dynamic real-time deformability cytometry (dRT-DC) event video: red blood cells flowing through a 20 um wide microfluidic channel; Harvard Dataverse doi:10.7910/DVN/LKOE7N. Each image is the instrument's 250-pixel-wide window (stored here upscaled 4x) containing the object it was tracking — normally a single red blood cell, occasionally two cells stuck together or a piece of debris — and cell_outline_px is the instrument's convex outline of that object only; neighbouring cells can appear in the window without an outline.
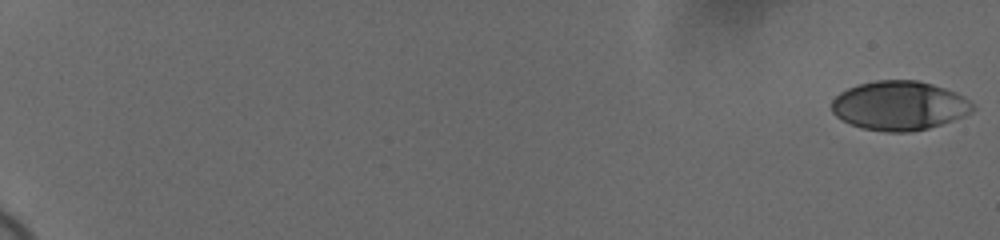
{"species": "human", "species_latin": "Homo sapiens", "temperature_condition": "cold", "stored_images_in_passage": 59, "camera_frame_rate_fps": 3000, "um_per_image_px": 0.085, "donor": {"sex": "female"}, "frame": {"image": 1, "passage_image": 1, "time_ms": 0.0, "image_size_px": [1000, 240], "cell_outline_px": [[976, 108], [972, 112], [964, 116], [928, 128], [908, 132], [884, 132], [864, 128], [852, 124], [836, 116], [832, 112], [832, 100], [840, 92], [848, 88], [860, 84], [876, 80], [916, 80], [932, 84], [956, 92], [964, 96]], "centroid_in_image_um": [76.45, 8.97], "position_along_channel_um": 8.5, "area_um2": 40.23}}
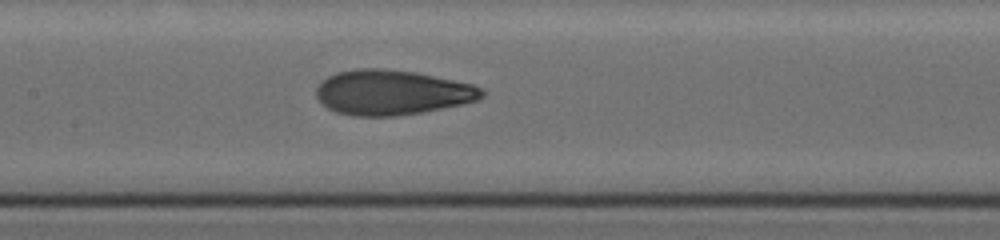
{"frame": {"image": 2, "passage_image": 33, "time_ms": 10.667, "image_size_px": [1000, 240], "cell_outline_px": [[488, 92], [484, 96], [476, 100], [460, 104], [420, 112], [396, 116], [352, 116], [336, 112], [320, 104], [316, 96], [316, 88], [328, 76], [336, 72], [356, 68], [380, 68], [416, 72], [472, 84], [484, 88]], "centroid_in_image_um": [33.3, 7.85], "position_along_channel_um": 174.1, "area_um2": 43.47}}
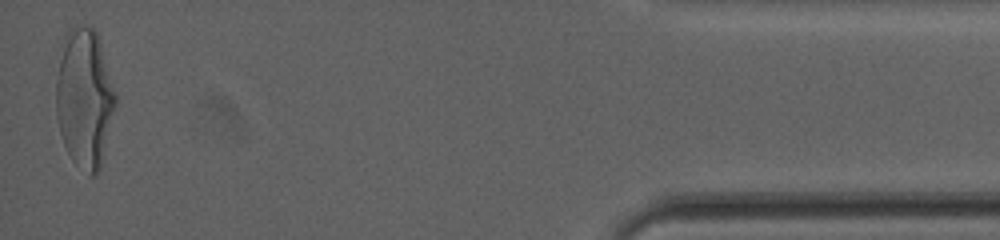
{"frame": {"image": 3, "passage_image": 59, "time_ms": 19.333, "image_size_px": [1000, 240], "cell_outline_px": [[116, 104], [100, 168], [92, 176], [88, 176], [72, 160], [64, 144], [60, 132], [56, 116], [56, 80], [64, 36], [68, 28], [84, 24], [92, 28], [96, 32], [116, 92]], "centroid_in_image_um": [7.17, 8.34], "position_along_channel_um": 428.0, "area_um2": 47.92}, "authors_computed_cell_mechanics": {"area_um2": 41.8472, "velocity_mm_per_s": 3.6679, "shape_relaxation_time_tau1_ms": 4.6725, "shape_relaxation_time_tau2_ms": 1.377, "deformation_change_tau1": 0.1982, "deformation_change_tau2": 0.0786}}